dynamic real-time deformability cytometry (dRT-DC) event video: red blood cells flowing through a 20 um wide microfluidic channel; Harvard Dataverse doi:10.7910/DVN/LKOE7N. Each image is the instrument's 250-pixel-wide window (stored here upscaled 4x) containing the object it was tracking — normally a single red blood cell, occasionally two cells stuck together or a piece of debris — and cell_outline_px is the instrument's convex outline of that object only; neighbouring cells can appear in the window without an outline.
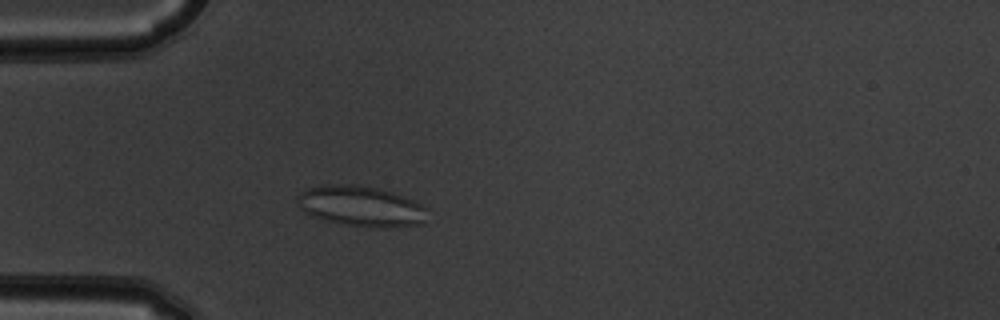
{"species": "common noctule bat (a hibernating species)", "species_latin": "Nyctalus noctula", "temperature_condition": "warm", "stored_images_in_passage": 49, "camera_frame_rate_fps": 3000, "um_per_image_px": 0.085, "animal": {"sex": "male", "body_mass_g": 19.5, "forearm_length_mm": 54.6}, "frame": {"image": 1, "passage_image": 12, "time_ms": 3.667, "image_size_px": [1000, 320], "cell_outline_px": [[428, 208], [424, 224], [384, 228], [380, 228], [344, 224], [312, 216], [304, 212], [300, 208], [296, 200], [296, 196], [300, 192], [308, 188], [320, 184], [360, 184], [392, 192], [404, 196]], "centroid_in_image_um": [30.67, 17.51], "position_along_channel_um": 54.3, "area_um2": 30.92}}
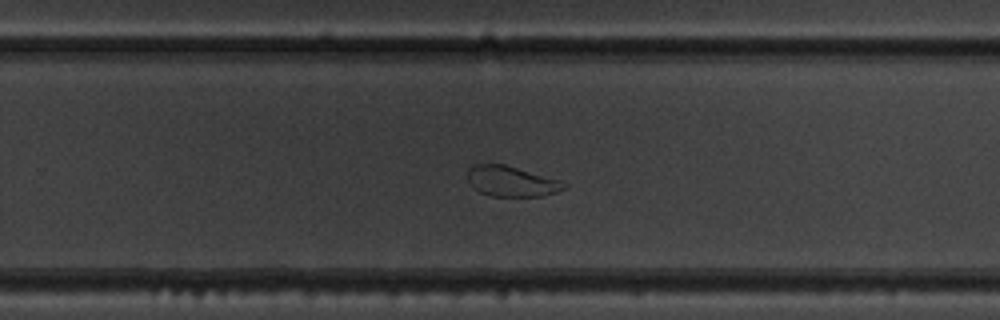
{"frame": {"image": 2, "passage_image": 31, "time_ms": 10.0, "image_size_px": [1000, 320], "cell_outline_px": [[568, 184], [564, 188], [556, 192], [540, 196], [492, 196], [480, 192], [468, 180], [468, 168], [472, 164], [504, 164], [560, 180]], "centroid_in_image_um": [43.47, 15.4], "position_along_channel_um": 286.3, "area_um2": 16.88}}
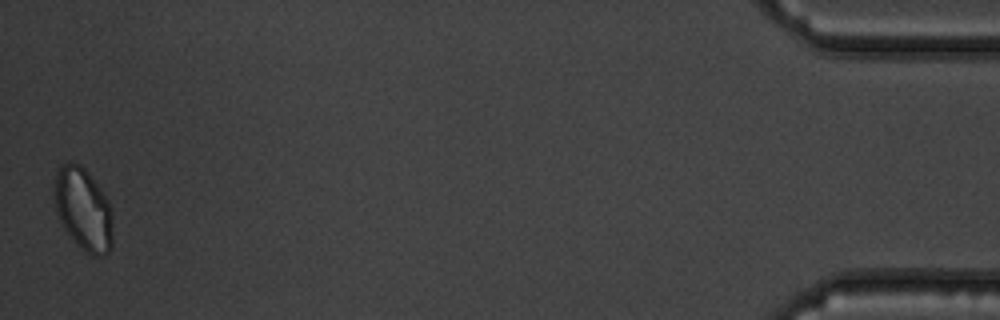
{"frame": {"image": 3, "passage_image": 49, "time_ms": 16.0, "image_size_px": [1000, 320], "cell_outline_px": [[112, 244], [108, 252], [104, 256], [92, 256], [64, 228], [60, 220], [56, 208], [56, 172], [64, 164], [80, 164], [88, 172], [108, 200], [112, 216]], "centroid_in_image_um": [7.13, 17.8], "position_along_channel_um": 428.1, "area_um2": 27.05}}